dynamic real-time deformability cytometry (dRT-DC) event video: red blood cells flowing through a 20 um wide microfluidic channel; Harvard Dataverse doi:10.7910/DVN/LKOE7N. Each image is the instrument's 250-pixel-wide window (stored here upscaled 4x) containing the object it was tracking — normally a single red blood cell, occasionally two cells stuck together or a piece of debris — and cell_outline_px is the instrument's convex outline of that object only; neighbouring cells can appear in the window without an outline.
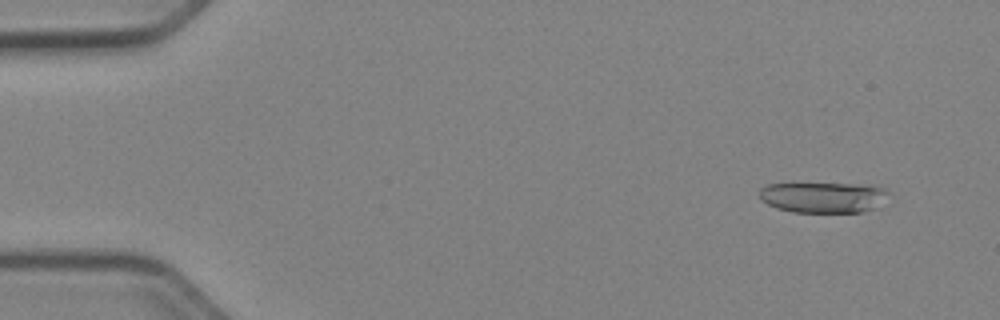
{"species": "Egyptian fruit bat (a non-hibernating species)", "species_latin": "Rousettus aegyptiacus", "temperature_condition": "cold", "stored_images_in_passage": 52, "camera_frame_rate_fps": 3000, "um_per_image_px": 0.085, "animal": {"sex": "female"}, "frame": {"image": 1, "passage_image": 4, "time_ms": 1.0, "image_size_px": [1000, 320], "cell_outline_px": [[888, 192], [872, 208], [860, 212], [792, 212], [776, 208], [768, 204], [760, 196], [760, 188], [768, 184], [856, 184], [884, 188]], "centroid_in_image_um": [69.88, 16.77], "position_along_channel_um": 15.1, "area_um2": 22.37}}
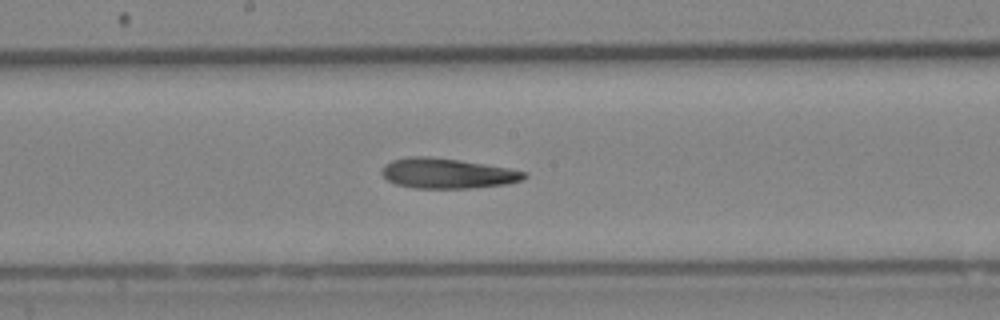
{"frame": {"image": 2, "passage_image": 28, "time_ms": 9.0, "image_size_px": [1000, 320], "cell_outline_px": [[528, 176], [524, 180], [504, 184], [472, 188], [416, 188], [396, 184], [388, 180], [380, 172], [384, 164], [392, 160], [408, 156], [432, 156], [460, 160], [508, 168], [528, 172]], "centroid_in_image_um": [38.02, 14.72], "position_along_channel_um": 210.2, "area_um2": 25.14}}
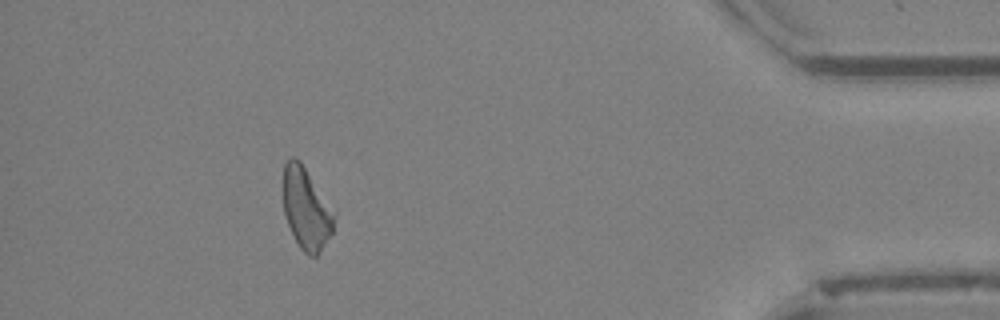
{"frame": {"image": 3, "passage_image": 47, "time_ms": 15.333, "image_size_px": [1000, 320], "cell_outline_px": [[336, 212], [332, 232], [316, 256], [308, 256], [300, 248], [288, 224], [284, 212], [284, 164], [292, 156], [296, 156], [300, 160]], "centroid_in_image_um": [26.05, 17.71], "position_along_channel_um": 409.2, "area_um2": 24.04}, "authors_computed_cell_mechanics": {"area_um2": 24.9118, "velocity_mm_per_s": 3.9479, "shape_relaxation_time_tau1_ms": 10.9292, "shape_relaxation_time_tau2_ms": null, "deformation_change_tau1": 0.2001, "deformation_change_tau2": null}}